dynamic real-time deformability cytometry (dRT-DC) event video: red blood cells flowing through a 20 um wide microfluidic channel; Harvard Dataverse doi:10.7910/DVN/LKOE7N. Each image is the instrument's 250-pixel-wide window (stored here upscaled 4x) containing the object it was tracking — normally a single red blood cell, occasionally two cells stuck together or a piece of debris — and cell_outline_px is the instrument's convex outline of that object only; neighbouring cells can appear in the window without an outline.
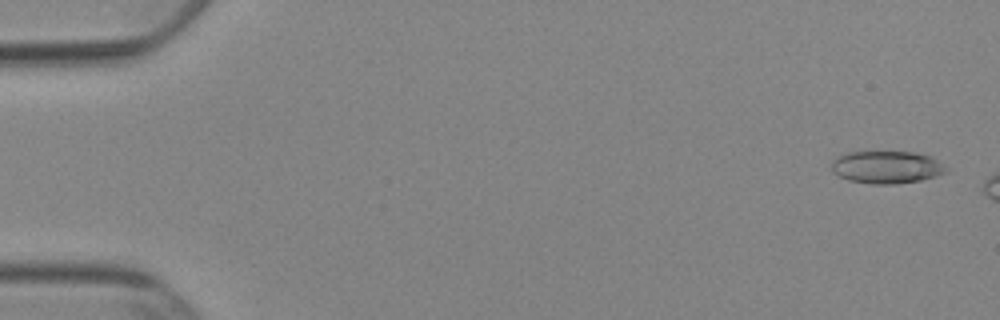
{"species": "Egyptian fruit bat (a non-hibernating species)", "species_latin": "Rousettus aegyptiacus", "temperature_condition": "cold", "stored_images_in_passage": 7, "camera_frame_rate_fps": 3000, "um_per_image_px": 0.085, "animal": {"sex": "female"}, "frame": {"image": 1, "passage_image": 2, "time_ms": 0.333, "image_size_px": [1000, 320], "cell_outline_px": [[948, 172], [936, 176], [920, 180], [896, 184], [872, 184], [848, 180], [832, 172], [832, 160], [836, 156], [848, 152], [916, 152], [932, 156], [948, 168]], "centroid_in_image_um": [75.38, 14.21], "position_along_channel_um": 9.6, "area_um2": 21.91}}